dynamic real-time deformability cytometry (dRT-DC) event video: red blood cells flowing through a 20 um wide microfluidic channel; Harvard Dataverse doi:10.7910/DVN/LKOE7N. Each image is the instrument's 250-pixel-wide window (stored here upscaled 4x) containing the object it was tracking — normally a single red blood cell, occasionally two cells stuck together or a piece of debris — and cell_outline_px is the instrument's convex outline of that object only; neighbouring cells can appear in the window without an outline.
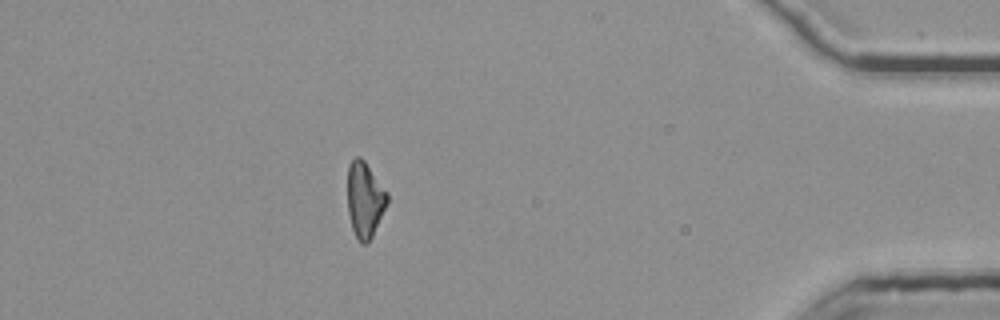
{"species": "common noctule bat (a hibernating species)", "species_latin": "Nyctalus noctula", "temperature_condition": "room temperature", "stored_images_in_passage": 55, "segment_of_instrument_passage": [2, 2], "camera_frame_rate_fps": 3000, "um_per_image_px": 0.085, "animal": {"sex": "female", "body_mass_g": 25.1}, "frame": {"image": 1, "passage_image": 49, "time_ms": 16.0, "image_size_px": [1000, 320], "cell_outline_px": [[388, 200], [372, 236], [364, 244], [356, 236], [352, 228], [348, 212], [348, 164], [356, 156], [360, 156], [364, 160], [388, 192]], "centroid_in_image_um": [31.0, 16.91], "position_along_channel_um": 404.2, "area_um2": 17.17}}